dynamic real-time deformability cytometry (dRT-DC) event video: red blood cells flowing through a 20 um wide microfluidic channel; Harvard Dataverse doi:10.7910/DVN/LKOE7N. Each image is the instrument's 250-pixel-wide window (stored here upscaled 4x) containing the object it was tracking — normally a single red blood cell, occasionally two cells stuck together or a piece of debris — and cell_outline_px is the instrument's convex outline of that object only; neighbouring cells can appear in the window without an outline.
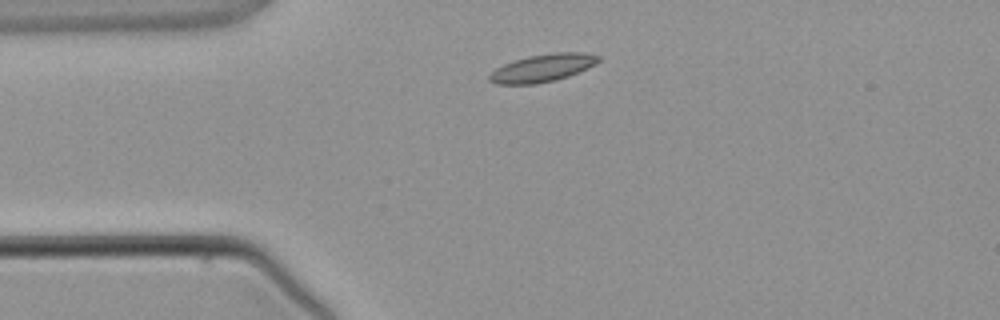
{"species": "common noctule bat (a hibernating species)", "species_latin": "Nyctalus noctula", "temperature_condition": "warm", "stored_images_in_passage": 2, "camera_frame_rate_fps": 3000, "um_per_image_px": 0.085, "animal": {"sex": "male", "body_mass_g": 21.5, "forearm_length_mm": 52.0}, "frame": {"image": 1, "passage_image": 1, "time_ms": 0.0, "image_size_px": [1000, 320], "cell_outline_px": [[600, 60], [596, 64], [588, 68], [568, 76], [556, 80], [536, 84], [496, 84], [488, 80], [488, 76], [496, 68], [504, 64], [528, 56], [556, 52], [584, 52], [600, 56]], "centroid_in_image_um": [46.14, 5.78], "position_along_channel_um": 38.9, "area_um2": 17.57}}